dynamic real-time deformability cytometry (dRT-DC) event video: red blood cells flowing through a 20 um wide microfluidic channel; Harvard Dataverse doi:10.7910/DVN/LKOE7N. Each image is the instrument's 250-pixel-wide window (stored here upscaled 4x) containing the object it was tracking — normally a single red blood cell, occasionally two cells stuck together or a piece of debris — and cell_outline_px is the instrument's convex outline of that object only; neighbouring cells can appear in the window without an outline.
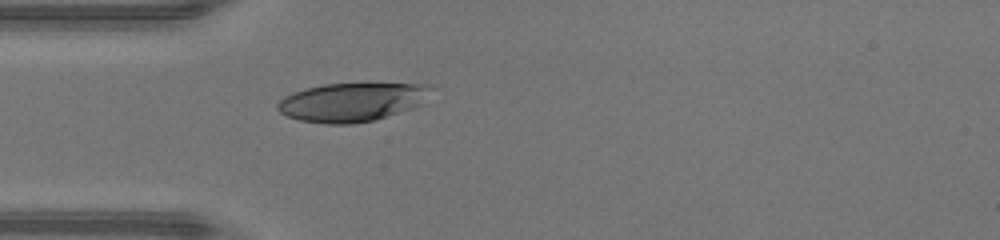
{"species": "human", "species_latin": "Homo sapiens", "temperature_condition": "warm", "stored_images_in_passage": 34, "camera_frame_rate_fps": 3000, "um_per_image_px": 0.085, "donor": {"sex": "male"}, "frame": {"image": 1, "passage_image": 1, "time_ms": 0.0, "image_size_px": [1000, 240], "cell_outline_px": [[432, 88], [420, 104], [412, 108], [372, 120], [352, 124], [328, 124], [300, 120], [288, 116], [280, 112], [276, 108], [276, 104], [284, 96], [292, 92], [324, 84], [368, 80], [432, 84]], "centroid_in_image_um": [29.95, 8.6], "position_along_channel_um": 55.0, "area_um2": 35.66}}
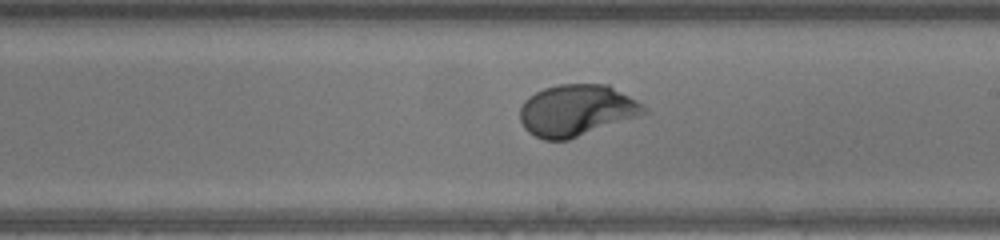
{"frame": {"image": 2, "passage_image": 14, "time_ms": 4.333, "image_size_px": [1000, 240], "cell_outline_px": [[648, 112], [568, 140], [544, 140], [528, 132], [524, 128], [520, 120], [520, 108], [524, 100], [528, 96], [544, 88], [556, 84], [608, 84], [644, 104], [648, 108]], "centroid_in_image_um": [48.99, 9.37], "position_along_channel_um": 240.0, "area_um2": 37.17}}
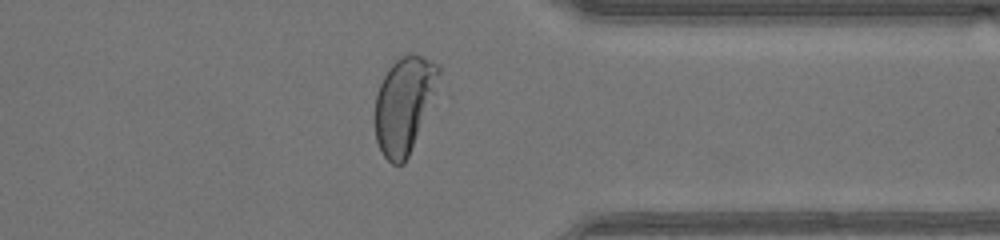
{"frame": {"image": 3, "passage_image": 24, "time_ms": 7.667, "image_size_px": [1000, 240], "cell_outline_px": [[440, 72], [408, 156], [404, 164], [392, 164], [384, 156], [376, 140], [376, 92], [388, 68], [400, 56], [412, 52], [440, 64]], "centroid_in_image_um": [34.3, 8.84], "position_along_channel_um": 377.1, "area_um2": 34.28}, "authors_computed_cell_mechanics": {"area_um2": 36.5296, "velocity_mm_per_s": 4.3425, "shape_relaxation_time_tau1_ms": 2.9457, "shape_relaxation_time_tau2_ms": null, "deformation_change_tau1": 0.1992, "deformation_change_tau2": null}}